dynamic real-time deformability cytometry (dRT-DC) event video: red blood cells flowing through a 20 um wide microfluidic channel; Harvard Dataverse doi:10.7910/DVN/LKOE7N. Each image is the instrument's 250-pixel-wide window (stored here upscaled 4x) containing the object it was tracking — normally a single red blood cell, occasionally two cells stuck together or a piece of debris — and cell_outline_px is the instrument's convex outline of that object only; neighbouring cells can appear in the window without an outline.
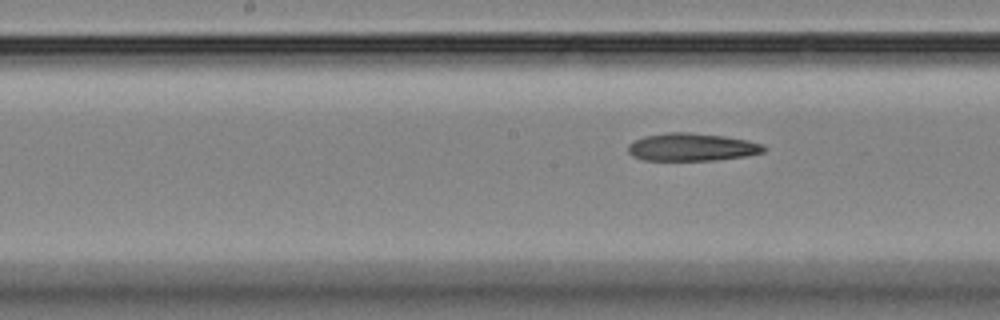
{"species": "Egyptian fruit bat (a non-hibernating species)", "species_latin": "Rousettus aegyptiacus", "temperature_condition": "room temperature", "stored_images_in_passage": 10, "segment_of_instrument_passage": [2, 2], "camera_frame_rate_fps": 3000, "um_per_image_px": 0.085, "animal": {"sex": "female"}, "frame": {"image": 1, "passage_image": 10, "time_ms": 11.333, "image_size_px": [1000, 320], "cell_outline_px": [[768, 148], [764, 152], [748, 156], [716, 160], [644, 160], [632, 156], [628, 152], [628, 144], [644, 136], [664, 132], [688, 132], [724, 136], [748, 140], [760, 144]], "centroid_in_image_um": [58.81, 12.5], "position_along_channel_um": 189.4, "area_um2": 22.08}}